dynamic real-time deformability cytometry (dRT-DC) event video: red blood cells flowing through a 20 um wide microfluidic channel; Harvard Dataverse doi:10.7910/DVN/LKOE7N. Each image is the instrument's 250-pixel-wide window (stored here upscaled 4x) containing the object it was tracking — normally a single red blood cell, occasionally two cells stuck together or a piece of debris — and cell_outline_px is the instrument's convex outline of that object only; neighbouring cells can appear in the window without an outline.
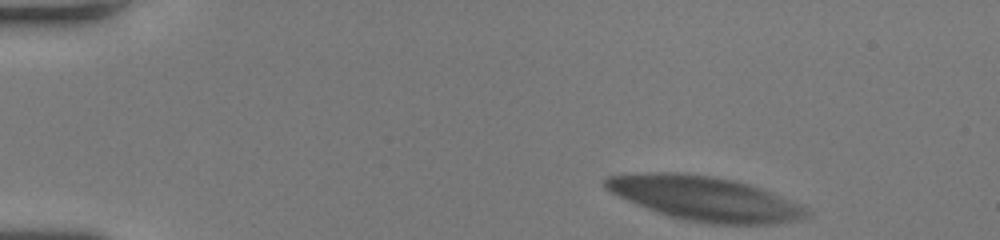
{"species": "human", "species_latin": "Homo sapiens", "temperature_condition": "room temperature", "stored_images_in_passage": 50, "camera_frame_rate_fps": 3000, "um_per_image_px": 0.085, "donor": {"sex": "female"}, "frame": {"image": 1, "passage_image": 1, "time_ms": 0.0, "image_size_px": [1000, 240], "cell_outline_px": [[812, 216], [800, 220], [772, 224], [708, 224], [668, 216], [636, 204], [608, 192], [604, 188], [600, 180], [604, 176], [644, 172], [688, 172], [736, 180], [772, 192], [804, 204], [812, 212]], "centroid_in_image_um": [59.92, 16.86], "position_along_channel_um": 25.1, "area_um2": 53.06}}
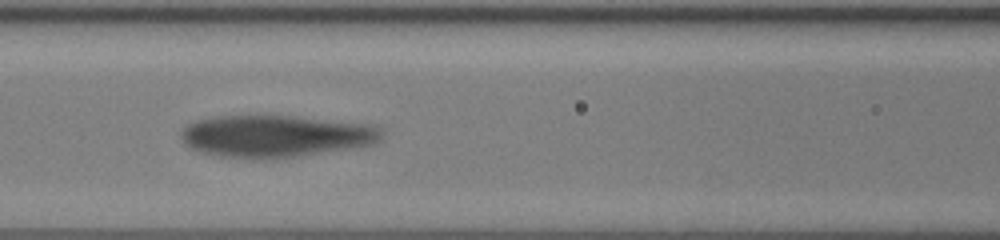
{"frame": {"image": 2, "passage_image": 20, "time_ms": 6.333, "image_size_px": [1000, 240], "cell_outline_px": [[384, 136], [376, 144], [296, 156], [268, 160], [256, 160], [220, 156], [200, 152], [184, 144], [180, 136], [180, 132], [188, 124], [196, 120], [216, 116], [296, 116], [376, 124], [384, 132]], "centroid_in_image_um": [23.46, 11.57], "position_along_channel_um": 143.1, "area_um2": 49.82}}
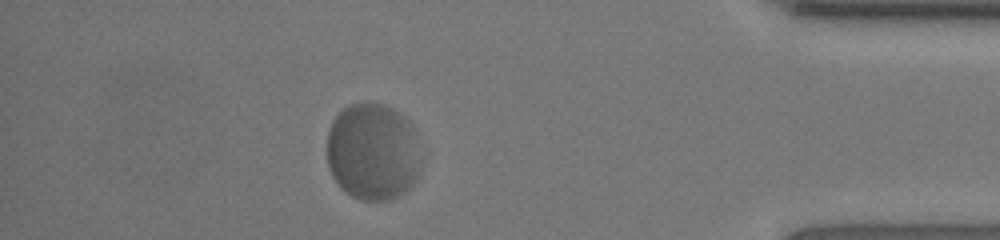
{"frame": {"image": 3, "passage_image": 44, "time_ms": 14.333, "image_size_px": [1000, 240], "cell_outline_px": [[420, 172], [416, 180], [400, 196], [392, 200], [360, 200], [352, 196], [340, 188], [332, 176], [328, 164], [328, 132], [332, 120], [344, 108], [352, 104], [384, 104], [392, 108], [404, 116], [412, 124], [416, 132], [420, 156]], "centroid_in_image_um": [31.71, 12.92], "position_along_channel_um": 403.5, "area_um2": 53.7}}